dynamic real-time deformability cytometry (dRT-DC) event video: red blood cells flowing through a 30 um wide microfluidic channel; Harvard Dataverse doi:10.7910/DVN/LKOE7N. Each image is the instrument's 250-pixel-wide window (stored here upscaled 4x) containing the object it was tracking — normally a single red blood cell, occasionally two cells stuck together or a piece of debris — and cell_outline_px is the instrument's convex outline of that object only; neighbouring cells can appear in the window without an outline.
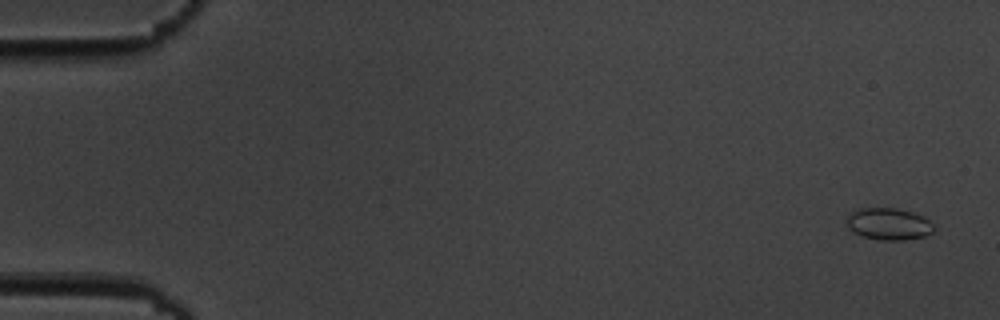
{"species": "common noctule bat (a hibernating species)", "species_latin": "Nyctalus noctula", "temperature_condition": "cold", "stored_images_in_passage": 5, "camera_frame_rate_fps": 3000, "um_per_image_px": 0.085, "animal": {"sex": "male", "body_mass_g": 19.5, "forearm_length_mm": 54.6}, "frame": {"image": 1, "passage_image": 1, "time_ms": 0.0, "image_size_px": [1000, 320], "cell_outline_px": [[936, 228], [932, 232], [924, 236], [904, 240], [880, 240], [864, 236], [852, 232], [848, 228], [844, 216], [860, 208], [896, 208], [912, 212], [924, 216], [936, 224]], "centroid_in_image_um": [75.55, 19.03], "position_along_channel_um": 9.5, "area_um2": 16.53}}
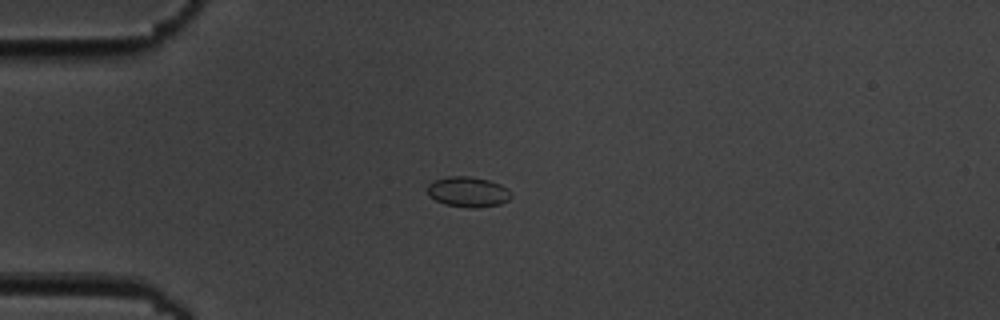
{"frame": {"image": 2, "passage_image": 5, "time_ms": 4.333, "image_size_px": [1000, 320], "cell_outline_px": [[512, 196], [508, 200], [500, 204], [480, 208], [468, 208], [444, 204], [428, 196], [428, 184], [436, 180], [448, 176], [472, 176], [488, 180], [500, 184], [508, 188], [512, 192]], "centroid_in_image_um": [39.81, 16.32], "position_along_channel_um": 45.2, "area_um2": 14.97}}